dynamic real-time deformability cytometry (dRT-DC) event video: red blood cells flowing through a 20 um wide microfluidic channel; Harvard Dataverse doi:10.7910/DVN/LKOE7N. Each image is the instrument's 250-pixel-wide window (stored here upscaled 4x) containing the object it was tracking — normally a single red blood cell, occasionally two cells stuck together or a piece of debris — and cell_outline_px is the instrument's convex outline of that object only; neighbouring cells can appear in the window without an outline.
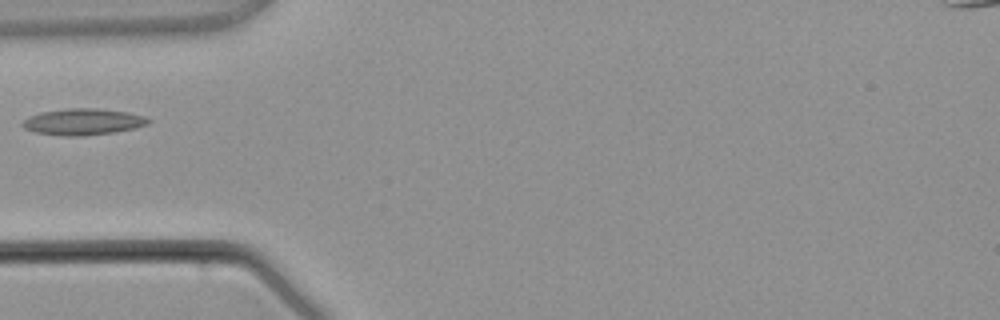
{"species": "common noctule bat (a hibernating species)", "species_latin": "Nyctalus noctula", "temperature_condition": "warm", "stored_images_in_passage": 2, "camera_frame_rate_fps": 3000, "um_per_image_px": 0.085, "animal": {"sex": "male", "body_mass_g": 21.5, "forearm_length_mm": 52.0}, "frame": {"image": 1, "passage_image": 2, "time_ms": 2.0, "image_size_px": [1000, 320], "cell_outline_px": [[152, 120], [148, 124], [136, 128], [116, 132], [80, 136], [64, 136], [36, 132], [24, 128], [20, 124], [28, 116], [40, 112], [64, 108], [96, 108], [128, 112], [144, 116]], "centroid_in_image_um": [7.06, 10.34], "position_along_channel_um": 77.9, "area_um2": 19.54}}